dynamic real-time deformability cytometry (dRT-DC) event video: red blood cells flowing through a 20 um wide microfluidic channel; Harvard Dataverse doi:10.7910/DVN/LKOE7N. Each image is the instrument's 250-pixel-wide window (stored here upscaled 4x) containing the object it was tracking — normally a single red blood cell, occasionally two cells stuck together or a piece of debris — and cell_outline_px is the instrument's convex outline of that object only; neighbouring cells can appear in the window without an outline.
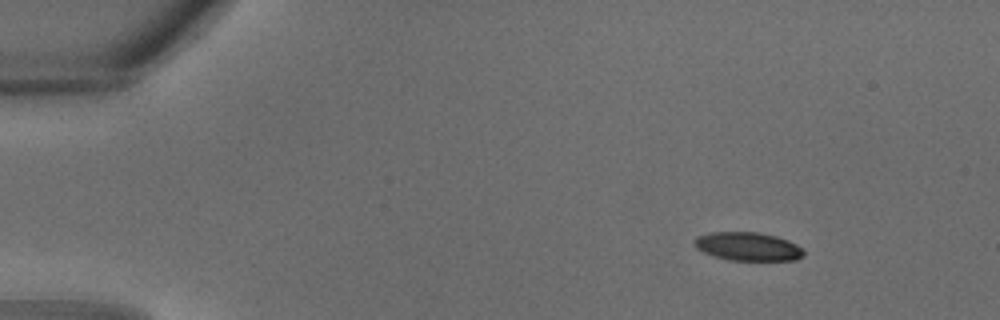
{"species": "common noctule bat (a hibernating species)", "species_latin": "Nyctalus noctula", "temperature_condition": "warm", "stored_images_in_passage": 30, "camera_frame_rate_fps": 3000, "um_per_image_px": 0.085, "animal": {"sex": "male", "body_mass_g": 18.8}, "frame": {"image": 1, "passage_image": 4, "time_ms": 1.0, "image_size_px": [1000, 320], "cell_outline_px": [[804, 256], [796, 260], [732, 260], [716, 256], [704, 252], [696, 248], [692, 244], [696, 236], [712, 232], [756, 232], [776, 236], [788, 240], [804, 248]], "centroid_in_image_um": [63.59, 20.94], "position_along_channel_um": 21.4, "area_um2": 18.15}}
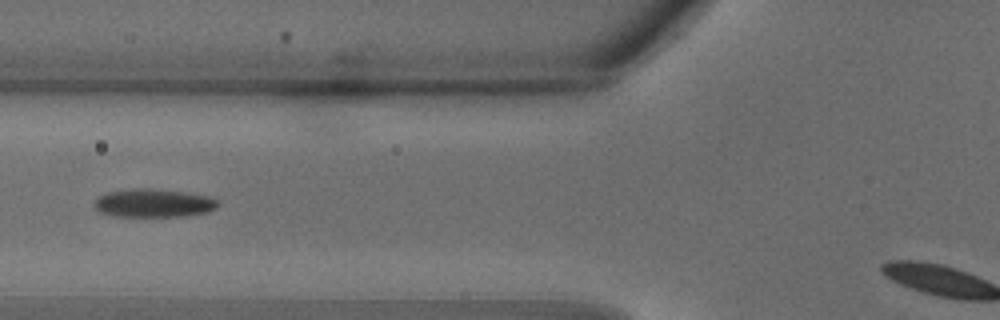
{"frame": {"image": 2, "passage_image": 13, "time_ms": 4.0, "image_size_px": [1000, 320], "cell_outline_px": [[220, 204], [216, 208], [208, 212], [188, 216], [112, 216], [100, 212], [92, 204], [100, 196], [108, 192], [136, 188], [148, 188], [180, 192], [208, 196], [216, 200]], "centroid_in_image_um": [13.05, 17.27], "position_along_channel_um": 112.7, "area_um2": 20.23}}
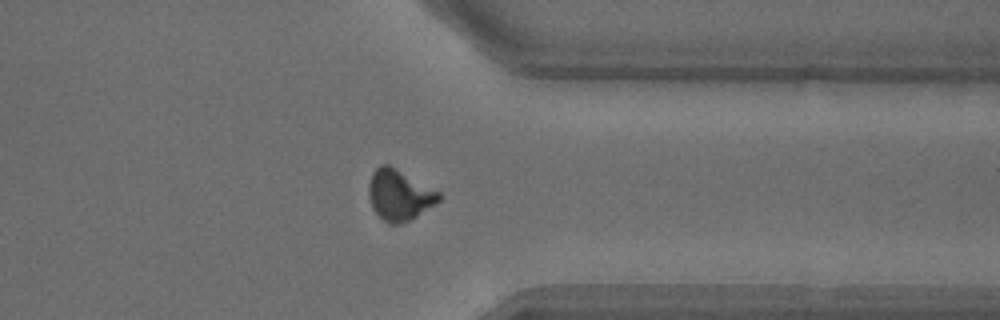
{"frame": {"image": 3, "passage_image": 26, "time_ms": 8.333, "image_size_px": [1000, 320], "cell_outline_px": [[440, 200], [416, 216], [400, 224], [388, 224], [372, 208], [368, 196], [368, 184], [372, 172], [380, 164], [388, 164], [440, 192]], "centroid_in_image_um": [33.9, 16.56], "position_along_channel_um": 377.5, "area_um2": 20.52}}